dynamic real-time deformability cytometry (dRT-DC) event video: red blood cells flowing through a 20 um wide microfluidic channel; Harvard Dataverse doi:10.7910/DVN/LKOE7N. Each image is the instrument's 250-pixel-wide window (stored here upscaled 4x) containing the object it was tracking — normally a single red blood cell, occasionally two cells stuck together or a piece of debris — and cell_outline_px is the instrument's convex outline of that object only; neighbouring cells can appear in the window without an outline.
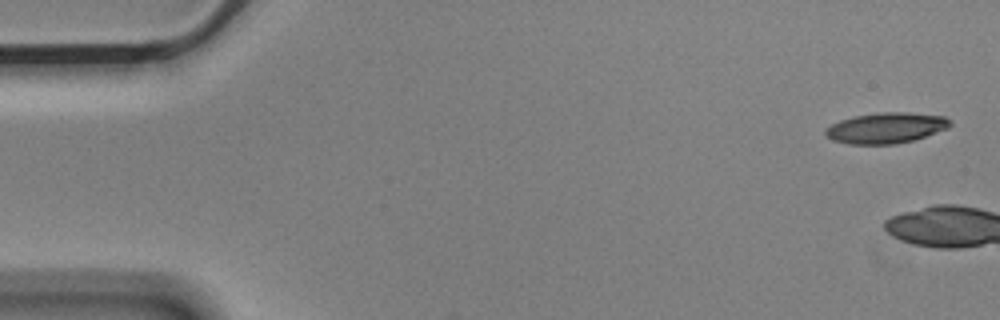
{"species": "Egyptian fruit bat (a non-hibernating species)", "species_latin": "Rousettus aegyptiacus", "temperature_condition": "cold", "stored_images_in_passage": 5, "camera_frame_rate_fps": 3000, "um_per_image_px": 0.085, "animal": {"sex": "male"}, "frame": {"image": 1, "passage_image": 1, "time_ms": 0.0, "image_size_px": [1000, 320], "cell_outline_px": [[952, 124], [948, 128], [912, 140], [896, 144], [848, 144], [832, 140], [824, 136], [824, 128], [840, 120], [852, 116], [880, 112], [908, 112], [944, 116], [952, 120]], "centroid_in_image_um": [75.27, 10.87], "position_along_channel_um": 9.7, "area_um2": 22.48}}